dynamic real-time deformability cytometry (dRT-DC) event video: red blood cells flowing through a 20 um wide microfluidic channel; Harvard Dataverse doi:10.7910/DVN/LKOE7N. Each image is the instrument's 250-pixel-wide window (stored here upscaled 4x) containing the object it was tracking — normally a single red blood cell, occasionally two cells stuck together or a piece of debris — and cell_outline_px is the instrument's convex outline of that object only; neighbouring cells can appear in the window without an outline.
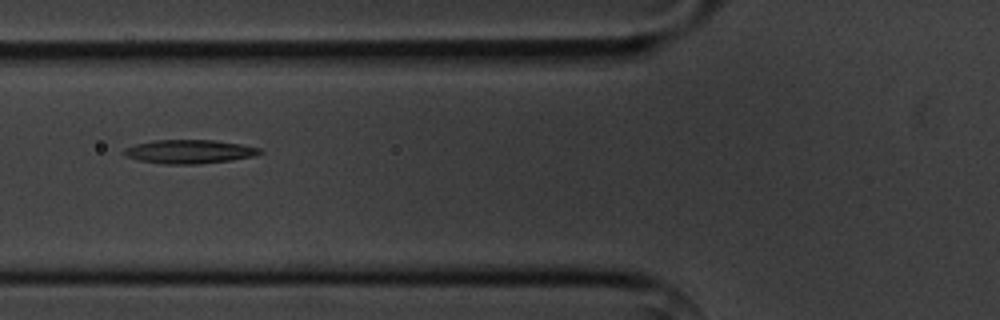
{"species": "common noctule bat (a hibernating species)", "species_latin": "Nyctalus noctula", "temperature_condition": "cold", "stored_images_in_passage": 4, "camera_frame_rate_fps": 3000, "um_per_image_px": 0.085, "animal": {"sex": "male", "body_mass_g": 20.1, "forearm_length_mm": 53.5}, "frame": {"image": 1, "passage_image": 2, "time_ms": 1.333, "image_size_px": [1000, 320], "cell_outline_px": [[264, 152], [252, 156], [228, 160], [196, 164], [164, 164], [140, 160], [128, 156], [124, 152], [124, 148], [136, 144], [152, 140], [216, 140], [240, 144], [260, 148]], "centroid_in_image_um": [16.1, 12.87], "position_along_channel_um": 109.7, "area_um2": 18.5}}
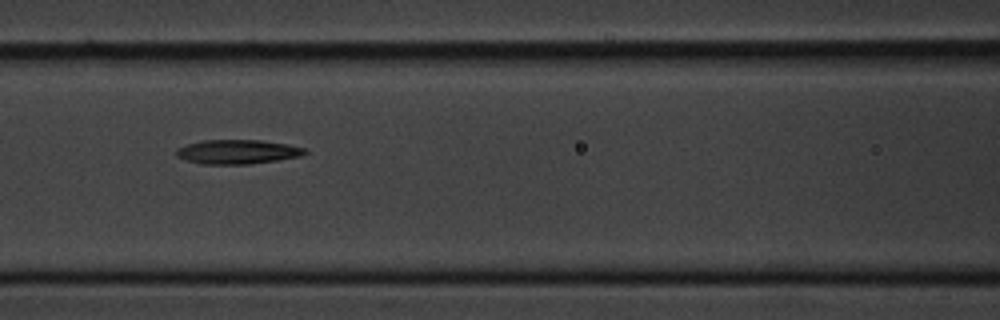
{"frame": {"image": 2, "passage_image": 3, "time_ms": 2.333, "image_size_px": [1000, 320], "cell_outline_px": [[308, 152], [300, 156], [276, 160], [248, 164], [200, 164], [176, 156], [176, 148], [188, 144], [204, 140], [260, 140], [288, 144], [304, 148]], "centroid_in_image_um": [20.18, 12.9], "position_along_channel_um": 146.4, "area_um2": 18.03}}
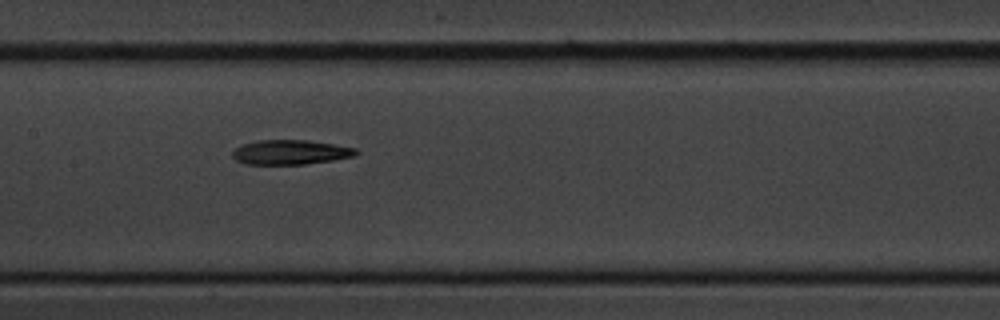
{"frame": {"image": 3, "passage_image": 4, "time_ms": 3.333, "image_size_px": [1000, 320], "cell_outline_px": [[360, 152], [356, 156], [332, 160], [304, 164], [244, 164], [236, 160], [232, 156], [232, 152], [236, 148], [244, 144], [260, 140], [308, 140], [356, 148]], "centroid_in_image_um": [24.71, 12.94], "position_along_channel_um": 182.7, "area_um2": 17.63}}